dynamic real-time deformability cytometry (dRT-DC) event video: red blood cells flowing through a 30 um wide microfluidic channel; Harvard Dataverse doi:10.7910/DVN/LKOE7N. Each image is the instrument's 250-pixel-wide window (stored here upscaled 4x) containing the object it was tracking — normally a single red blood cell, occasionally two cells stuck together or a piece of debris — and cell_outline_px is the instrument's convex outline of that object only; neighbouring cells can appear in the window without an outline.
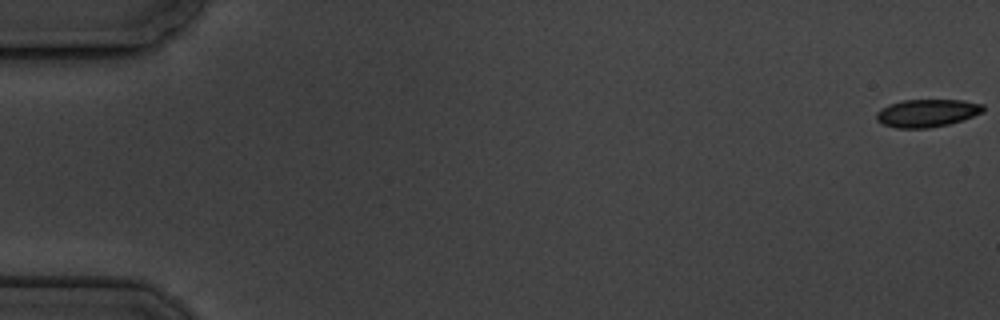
{"species": "common noctule bat (a hibernating species)", "species_latin": "Nyctalus noctula", "temperature_condition": "cold", "stored_images_in_passage": 5, "camera_frame_rate_fps": 3000, "um_per_image_px": 0.085, "animal": {"sex": "male", "body_mass_g": 19.5, "forearm_length_mm": 54.6}, "frame": {"image": 1, "passage_image": 1, "time_ms": 0.0, "image_size_px": [1000, 320], "cell_outline_px": [[984, 112], [948, 124], [928, 128], [896, 128], [884, 124], [876, 120], [876, 112], [880, 108], [888, 104], [904, 100], [964, 100], [984, 104]], "centroid_in_image_um": [78.78, 9.6], "position_along_channel_um": 6.2, "area_um2": 17.28}}
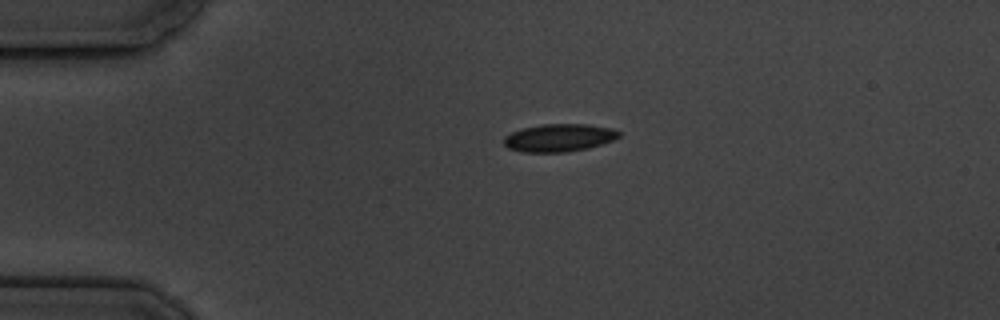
{"frame": {"image": 2, "passage_image": 4, "time_ms": 4.333, "image_size_px": [1000, 320], "cell_outline_px": [[620, 136], [612, 140], [588, 148], [564, 152], [524, 152], [508, 148], [504, 144], [504, 136], [520, 128], [540, 124], [588, 124], [612, 128], [620, 132]], "centroid_in_image_um": [47.49, 11.7], "position_along_channel_um": 37.5, "area_um2": 18.61}}